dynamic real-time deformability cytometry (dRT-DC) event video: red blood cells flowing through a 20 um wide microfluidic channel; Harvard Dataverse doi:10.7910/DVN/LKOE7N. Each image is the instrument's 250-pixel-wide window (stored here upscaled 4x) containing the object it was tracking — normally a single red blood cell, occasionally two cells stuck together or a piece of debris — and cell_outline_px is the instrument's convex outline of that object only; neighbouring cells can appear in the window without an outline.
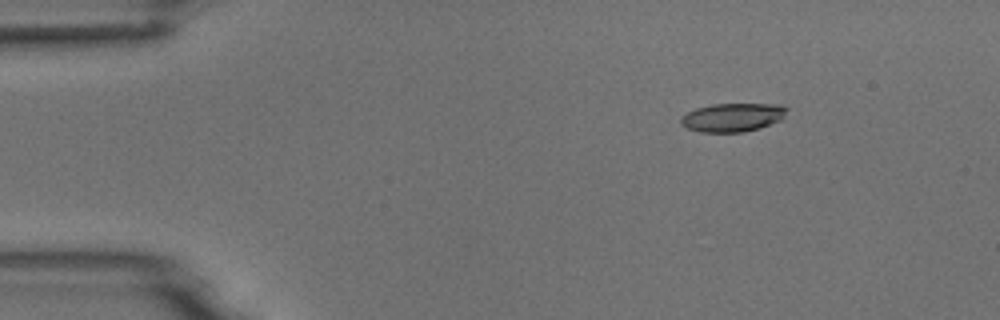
{"species": "common noctule bat (a hibernating species)", "species_latin": "Nyctalus noctula", "temperature_condition": "room temperature", "stored_images_in_passage": 6, "camera_frame_rate_fps": 3000, "um_per_image_px": 0.085, "animal": {"sex": "male", "body_mass_g": 18.8}, "frame": {"image": 1, "passage_image": 3, "time_ms": 2.333, "image_size_px": [1000, 320], "cell_outline_px": [[788, 108], [784, 116], [780, 120], [760, 128], [744, 132], [700, 132], [688, 128], [680, 124], [680, 116], [696, 108], [712, 104], [780, 104]], "centroid_in_image_um": [62.26, 9.97], "position_along_channel_um": 22.7, "area_um2": 17.69}}
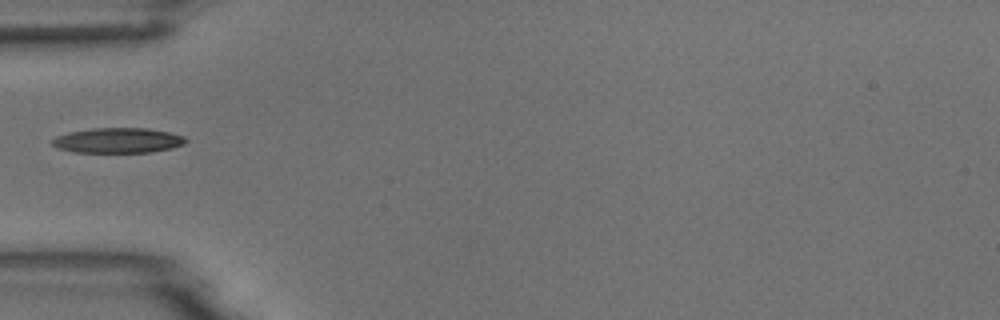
{"frame": {"image": 2, "passage_image": 6, "time_ms": 5.667, "image_size_px": [1000, 320], "cell_outline_px": [[188, 140], [184, 144], [172, 148], [152, 152], [72, 152], [56, 148], [52, 144], [52, 140], [56, 136], [68, 132], [92, 128], [148, 128], [168, 132], [184, 136]], "centroid_in_image_um": [10.01, 11.93], "position_along_channel_um": 75.0, "area_um2": 19.65}}